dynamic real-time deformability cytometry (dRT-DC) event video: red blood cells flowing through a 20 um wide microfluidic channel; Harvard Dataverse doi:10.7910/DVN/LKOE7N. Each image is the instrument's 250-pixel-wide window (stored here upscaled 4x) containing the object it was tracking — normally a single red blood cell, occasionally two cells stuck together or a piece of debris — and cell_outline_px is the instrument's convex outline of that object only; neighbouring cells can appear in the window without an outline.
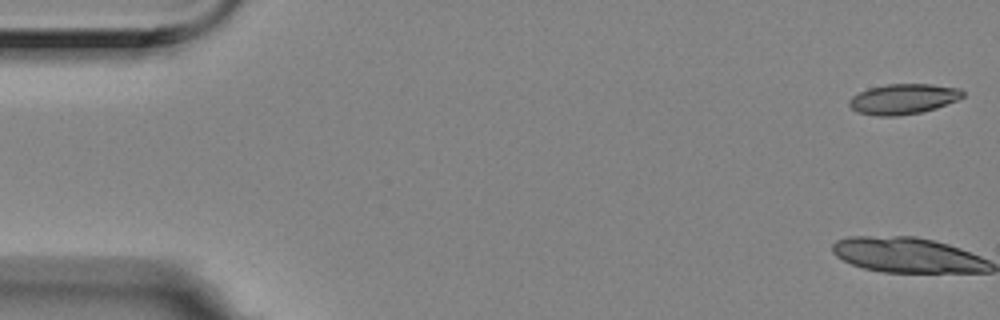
{"species": "Egyptian fruit bat (a non-hibernating species)", "species_latin": "Rousettus aegyptiacus", "temperature_condition": "room temperature", "stored_images_in_passage": 6, "camera_frame_rate_fps": 3000, "um_per_image_px": 0.085, "animal": {"sex": "female"}, "frame": {"image": 1, "passage_image": 1, "time_ms": 0.0, "image_size_px": [1000, 320], "cell_outline_px": [[964, 96], [956, 100], [936, 108], [920, 112], [896, 116], [876, 116], [856, 112], [848, 104], [848, 100], [852, 96], [868, 88], [888, 84], [932, 84], [960, 88], [964, 92]], "centroid_in_image_um": [76.76, 8.41], "position_along_channel_um": 8.2, "area_um2": 20.06}}
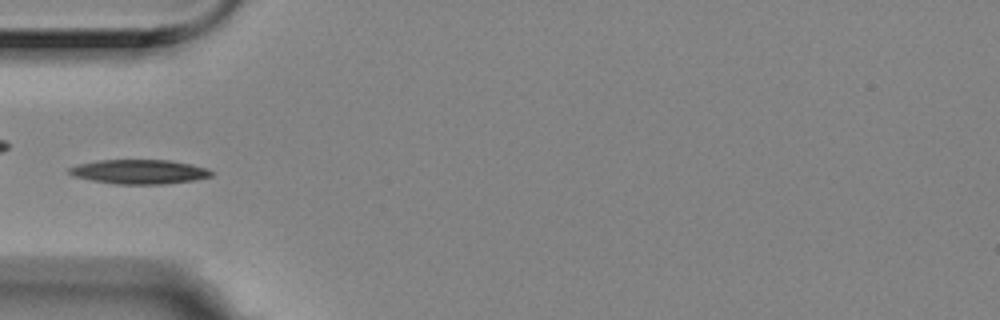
{"frame": {"image": 2, "passage_image": 6, "time_ms": 1.667, "image_size_px": [1000, 320], "cell_outline_px": [[212, 176], [196, 180], [164, 184], [116, 184], [92, 180], [72, 176], [68, 172], [68, 168], [76, 164], [100, 160], [172, 160], [192, 164], [208, 168], [212, 172]], "centroid_in_image_um": [11.85, 14.59], "position_along_channel_um": 73.2, "area_um2": 20.35}}